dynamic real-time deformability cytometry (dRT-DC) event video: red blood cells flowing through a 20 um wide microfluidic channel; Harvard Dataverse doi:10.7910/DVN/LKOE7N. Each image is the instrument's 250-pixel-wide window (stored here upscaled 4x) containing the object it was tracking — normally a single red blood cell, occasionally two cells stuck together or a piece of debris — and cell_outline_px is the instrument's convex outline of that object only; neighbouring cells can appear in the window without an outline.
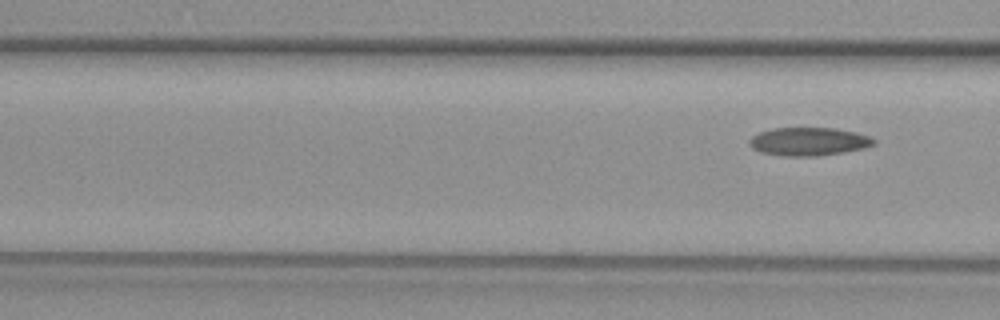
{"species": "common noctule bat (a hibernating species)", "species_latin": "Nyctalus noctula", "temperature_condition": "warm", "stored_images_in_passage": 4, "segment_of_instrument_passage": [2, 2], "camera_frame_rate_fps": 3000, "um_per_image_px": 0.085, "animal": {"sex": "female", "body_mass_g": 29.2, "forearm_length_mm": 56.3}, "frame": {"image": 1, "passage_image": 4, "time_ms": 4.0, "image_size_px": [1000, 320], "cell_outline_px": [[876, 144], [864, 148], [844, 152], [816, 156], [784, 156], [760, 152], [752, 148], [748, 140], [752, 136], [760, 132], [772, 128], [836, 128], [856, 132], [872, 136], [876, 140]], "centroid_in_image_um": [68.77, 12.03], "position_along_channel_um": 97.8, "area_um2": 20.63}}